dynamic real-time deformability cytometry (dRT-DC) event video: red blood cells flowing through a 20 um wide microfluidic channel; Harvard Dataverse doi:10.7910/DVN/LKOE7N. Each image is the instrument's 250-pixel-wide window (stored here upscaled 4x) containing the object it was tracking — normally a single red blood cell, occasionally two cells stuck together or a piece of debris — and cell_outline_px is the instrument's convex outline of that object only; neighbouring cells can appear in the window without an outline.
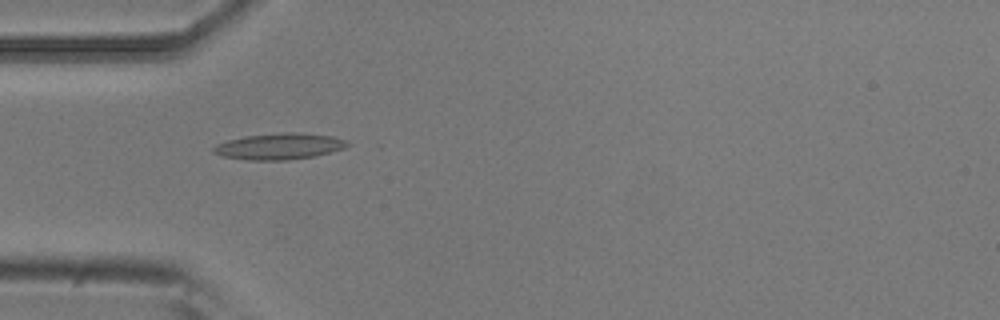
{"species": "common noctule bat (a hibernating species)", "species_latin": "Nyctalus noctula", "temperature_condition": "room temperature", "stored_images_in_passage": 12, "camera_frame_rate_fps": 3000, "um_per_image_px": 0.085, "animal": {"sex": "male", "body_mass_g": 20.5, "forearm_length_mm": 52.5}, "frame": {"image": 1, "passage_image": 2, "time_ms": 0.333, "image_size_px": [1000, 320], "cell_outline_px": [[352, 144], [344, 148], [312, 156], [288, 160], [248, 160], [224, 156], [212, 152], [212, 148], [216, 144], [228, 140], [244, 136], [284, 132], [300, 132], [332, 136], [348, 140]], "centroid_in_image_um": [23.75, 12.42], "position_along_channel_um": 61.2, "area_um2": 20.46}}
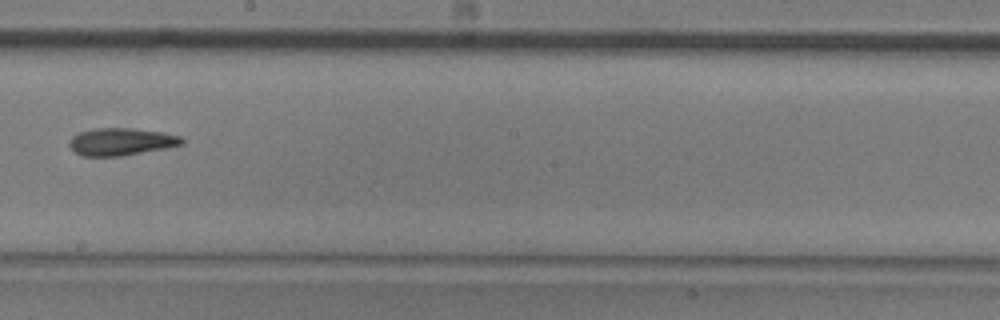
{"frame": {"image": 2, "passage_image": 6, "time_ms": 1.667, "image_size_px": [1000, 320], "cell_outline_px": [[184, 144], [164, 148], [120, 156], [80, 156], [68, 144], [72, 136], [80, 132], [92, 128], [132, 128], [164, 132], [180, 136], [184, 140]], "centroid_in_image_um": [10.29, 12.03], "position_along_channel_um": 237.9, "area_um2": 17.92}}
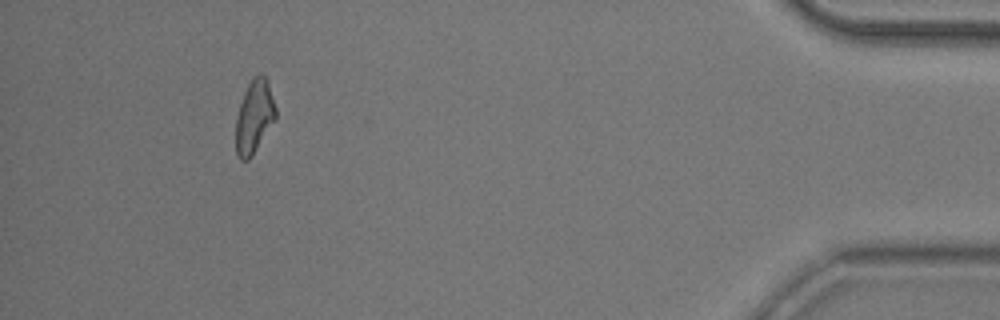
{"frame": {"image": 3, "passage_image": 11, "time_ms": 3.333, "image_size_px": [1000, 320], "cell_outline_px": [[276, 120], [252, 156], [248, 160], [240, 160], [236, 152], [236, 116], [244, 92], [252, 76], [260, 72], [268, 80], [276, 108]], "centroid_in_image_um": [21.63, 9.89], "position_along_channel_um": 413.6, "area_um2": 17.28}}